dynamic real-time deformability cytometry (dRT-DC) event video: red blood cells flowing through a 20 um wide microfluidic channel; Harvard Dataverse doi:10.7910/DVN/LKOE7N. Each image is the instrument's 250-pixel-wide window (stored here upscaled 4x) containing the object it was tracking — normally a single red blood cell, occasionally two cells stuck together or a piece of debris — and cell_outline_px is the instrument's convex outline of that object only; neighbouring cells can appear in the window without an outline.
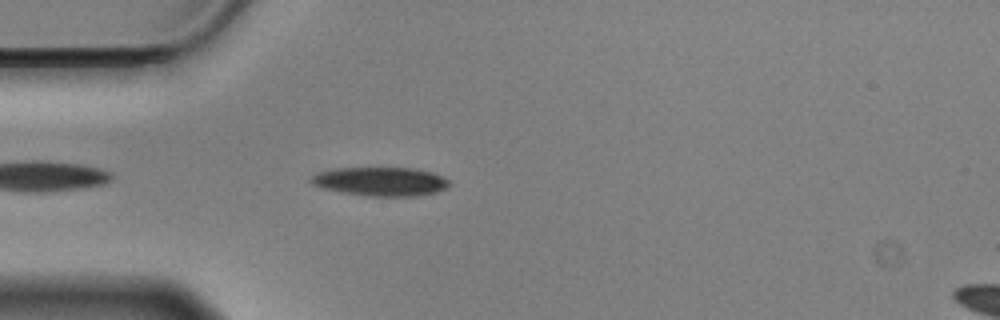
{"species": "Egyptian fruit bat (a non-hibernating species)", "species_latin": "Rousettus aegyptiacus", "temperature_condition": "cold", "stored_images_in_passage": 15, "camera_frame_rate_fps": 3000, "um_per_image_px": 0.085, "animal": {"sex": "male"}, "frame": {"image": 1, "passage_image": 4, "time_ms": 1.0, "image_size_px": [1000, 320], "cell_outline_px": [[448, 184], [444, 188], [436, 192], [416, 196], [368, 196], [340, 192], [324, 188], [312, 184], [308, 180], [316, 172], [332, 168], [412, 168], [432, 172], [448, 180]], "centroid_in_image_um": [32.28, 15.42], "position_along_channel_um": 52.7, "area_um2": 23.12}}
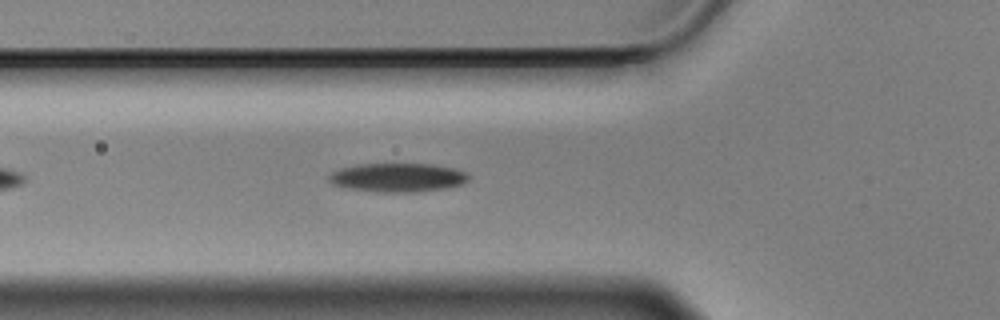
{"frame": {"image": 2, "passage_image": 8, "time_ms": 2.333, "image_size_px": [1000, 320], "cell_outline_px": [[468, 180], [460, 184], [448, 188], [416, 192], [376, 192], [348, 188], [332, 184], [328, 180], [328, 176], [332, 172], [340, 168], [356, 164], [432, 164], [456, 168], [468, 172]], "centroid_in_image_um": [33.81, 15.08], "position_along_channel_um": 92.0, "area_um2": 23.64}}
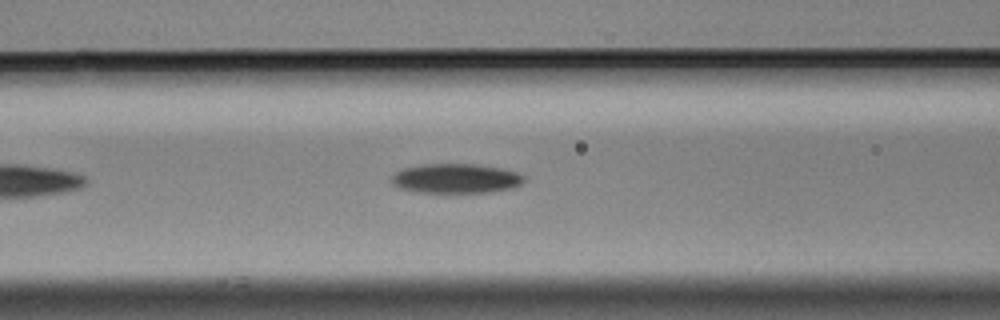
{"frame": {"image": 3, "passage_image": 11, "time_ms": 3.333, "image_size_px": [1000, 320], "cell_outline_px": [[524, 180], [520, 184], [512, 188], [492, 192], [420, 192], [400, 188], [392, 184], [388, 180], [396, 172], [404, 168], [420, 164], [476, 164], [504, 168], [516, 172], [524, 176]], "centroid_in_image_um": [38.74, 15.16], "position_along_channel_um": 127.9, "area_um2": 22.89}}